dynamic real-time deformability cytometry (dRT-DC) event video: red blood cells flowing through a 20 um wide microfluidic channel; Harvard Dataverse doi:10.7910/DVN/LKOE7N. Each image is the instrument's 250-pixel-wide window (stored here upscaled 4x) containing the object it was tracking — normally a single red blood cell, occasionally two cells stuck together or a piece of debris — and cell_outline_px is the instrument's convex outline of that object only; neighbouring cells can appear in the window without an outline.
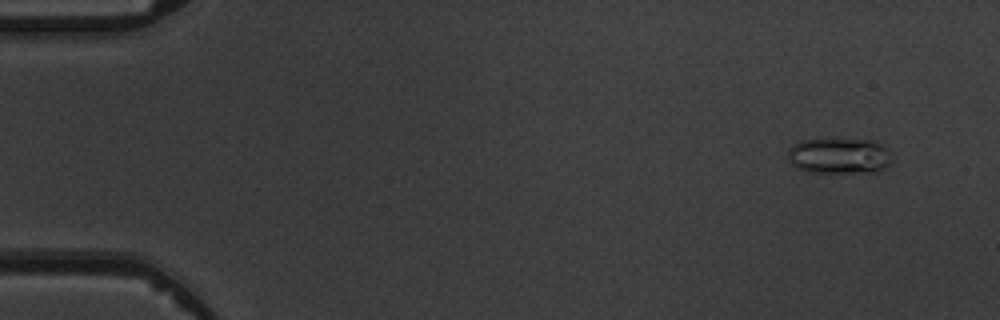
{"species": "common noctule bat (a hibernating species)", "species_latin": "Nyctalus noctula", "temperature_condition": "warm", "stored_images_in_passage": 5, "camera_frame_rate_fps": 3000, "um_per_image_px": 0.085, "animal": {"sex": "male", "body_mass_g": 19.5, "forearm_length_mm": 54.6}, "frame": {"image": 1, "passage_image": 2, "time_ms": 1.0, "image_size_px": [1000, 320], "cell_outline_px": [[892, 160], [880, 172], [808, 172], [796, 168], [788, 160], [788, 152], [792, 144], [804, 140], [836, 136], [876, 140], [888, 148]], "centroid_in_image_um": [71.35, 13.19], "position_along_channel_um": 13.6, "area_um2": 22.77}}